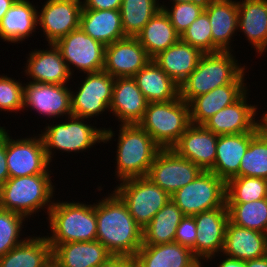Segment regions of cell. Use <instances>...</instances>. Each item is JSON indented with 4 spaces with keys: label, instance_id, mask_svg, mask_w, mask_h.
I'll use <instances>...</instances> for the list:
<instances>
[{
    "label": "cell",
    "instance_id": "1",
    "mask_svg": "<svg viewBox=\"0 0 267 267\" xmlns=\"http://www.w3.org/2000/svg\"><path fill=\"white\" fill-rule=\"evenodd\" d=\"M96 200L97 237L113 256L135 257L142 246V228L113 191Z\"/></svg>",
    "mask_w": 267,
    "mask_h": 267
},
{
    "label": "cell",
    "instance_id": "2",
    "mask_svg": "<svg viewBox=\"0 0 267 267\" xmlns=\"http://www.w3.org/2000/svg\"><path fill=\"white\" fill-rule=\"evenodd\" d=\"M234 51L203 53L197 67L180 84L179 97L189 103L193 98L230 83H247V64H241ZM246 81V82H245Z\"/></svg>",
    "mask_w": 267,
    "mask_h": 267
},
{
    "label": "cell",
    "instance_id": "3",
    "mask_svg": "<svg viewBox=\"0 0 267 267\" xmlns=\"http://www.w3.org/2000/svg\"><path fill=\"white\" fill-rule=\"evenodd\" d=\"M63 122H57L55 119L47 123L44 130L40 131L44 143L47 158L50 163L53 162L54 154L57 151L62 153H83L89 151L97 143L107 144L116 136L111 128L96 127L90 124V119L79 118L73 115L65 118ZM89 122H87V121ZM87 122V123H86ZM50 124V125H49ZM48 125V126H47ZM90 148V149H89ZM56 151V152H55Z\"/></svg>",
    "mask_w": 267,
    "mask_h": 267
},
{
    "label": "cell",
    "instance_id": "4",
    "mask_svg": "<svg viewBox=\"0 0 267 267\" xmlns=\"http://www.w3.org/2000/svg\"><path fill=\"white\" fill-rule=\"evenodd\" d=\"M51 180V174L9 178L0 186V208L18 213L29 221L41 209L48 216L56 192Z\"/></svg>",
    "mask_w": 267,
    "mask_h": 267
},
{
    "label": "cell",
    "instance_id": "5",
    "mask_svg": "<svg viewBox=\"0 0 267 267\" xmlns=\"http://www.w3.org/2000/svg\"><path fill=\"white\" fill-rule=\"evenodd\" d=\"M46 218L50 245L96 240V203L55 200Z\"/></svg>",
    "mask_w": 267,
    "mask_h": 267
},
{
    "label": "cell",
    "instance_id": "6",
    "mask_svg": "<svg viewBox=\"0 0 267 267\" xmlns=\"http://www.w3.org/2000/svg\"><path fill=\"white\" fill-rule=\"evenodd\" d=\"M115 178L146 177L156 155L162 149L138 124H118Z\"/></svg>",
    "mask_w": 267,
    "mask_h": 267
},
{
    "label": "cell",
    "instance_id": "7",
    "mask_svg": "<svg viewBox=\"0 0 267 267\" xmlns=\"http://www.w3.org/2000/svg\"><path fill=\"white\" fill-rule=\"evenodd\" d=\"M138 125L162 149H170L191 125L189 103L179 96L172 101L148 103Z\"/></svg>",
    "mask_w": 267,
    "mask_h": 267
},
{
    "label": "cell",
    "instance_id": "8",
    "mask_svg": "<svg viewBox=\"0 0 267 267\" xmlns=\"http://www.w3.org/2000/svg\"><path fill=\"white\" fill-rule=\"evenodd\" d=\"M114 191L128 207L129 213L143 229L170 200V195L147 177L118 182Z\"/></svg>",
    "mask_w": 267,
    "mask_h": 267
},
{
    "label": "cell",
    "instance_id": "9",
    "mask_svg": "<svg viewBox=\"0 0 267 267\" xmlns=\"http://www.w3.org/2000/svg\"><path fill=\"white\" fill-rule=\"evenodd\" d=\"M170 199L184 216L227 207L226 182L211 171H202L192 182L175 191Z\"/></svg>",
    "mask_w": 267,
    "mask_h": 267
},
{
    "label": "cell",
    "instance_id": "10",
    "mask_svg": "<svg viewBox=\"0 0 267 267\" xmlns=\"http://www.w3.org/2000/svg\"><path fill=\"white\" fill-rule=\"evenodd\" d=\"M6 129V159L9 178L52 174L40 134L16 138ZM50 169V170H49Z\"/></svg>",
    "mask_w": 267,
    "mask_h": 267
},
{
    "label": "cell",
    "instance_id": "11",
    "mask_svg": "<svg viewBox=\"0 0 267 267\" xmlns=\"http://www.w3.org/2000/svg\"><path fill=\"white\" fill-rule=\"evenodd\" d=\"M84 76L77 86L78 89H71L72 115L92 120L104 111L105 114L107 111L110 112L115 77L103 70L85 73Z\"/></svg>",
    "mask_w": 267,
    "mask_h": 267
},
{
    "label": "cell",
    "instance_id": "12",
    "mask_svg": "<svg viewBox=\"0 0 267 267\" xmlns=\"http://www.w3.org/2000/svg\"><path fill=\"white\" fill-rule=\"evenodd\" d=\"M54 44L72 75H74V70L83 75L103 70L106 46L87 35L80 27Z\"/></svg>",
    "mask_w": 267,
    "mask_h": 267
},
{
    "label": "cell",
    "instance_id": "13",
    "mask_svg": "<svg viewBox=\"0 0 267 267\" xmlns=\"http://www.w3.org/2000/svg\"><path fill=\"white\" fill-rule=\"evenodd\" d=\"M202 171L199 166L170 148L159 151L146 177L171 196L192 182Z\"/></svg>",
    "mask_w": 267,
    "mask_h": 267
},
{
    "label": "cell",
    "instance_id": "14",
    "mask_svg": "<svg viewBox=\"0 0 267 267\" xmlns=\"http://www.w3.org/2000/svg\"><path fill=\"white\" fill-rule=\"evenodd\" d=\"M68 87L69 84L24 82V110H34L39 116H46V120L68 118L72 115L71 87Z\"/></svg>",
    "mask_w": 267,
    "mask_h": 267
},
{
    "label": "cell",
    "instance_id": "15",
    "mask_svg": "<svg viewBox=\"0 0 267 267\" xmlns=\"http://www.w3.org/2000/svg\"><path fill=\"white\" fill-rule=\"evenodd\" d=\"M44 3L41 10L37 8V22L48 44L79 28L82 0H46Z\"/></svg>",
    "mask_w": 267,
    "mask_h": 267
},
{
    "label": "cell",
    "instance_id": "16",
    "mask_svg": "<svg viewBox=\"0 0 267 267\" xmlns=\"http://www.w3.org/2000/svg\"><path fill=\"white\" fill-rule=\"evenodd\" d=\"M196 223L197 239L195 257L202 263L222 252L226 226L229 221L227 207L198 213L193 216Z\"/></svg>",
    "mask_w": 267,
    "mask_h": 267
},
{
    "label": "cell",
    "instance_id": "17",
    "mask_svg": "<svg viewBox=\"0 0 267 267\" xmlns=\"http://www.w3.org/2000/svg\"><path fill=\"white\" fill-rule=\"evenodd\" d=\"M249 91L248 89L233 104L214 114L203 126L217 135L257 132V109L259 106L248 103Z\"/></svg>",
    "mask_w": 267,
    "mask_h": 267
},
{
    "label": "cell",
    "instance_id": "18",
    "mask_svg": "<svg viewBox=\"0 0 267 267\" xmlns=\"http://www.w3.org/2000/svg\"><path fill=\"white\" fill-rule=\"evenodd\" d=\"M151 58L136 37L106 45L103 71L115 78L133 77Z\"/></svg>",
    "mask_w": 267,
    "mask_h": 267
},
{
    "label": "cell",
    "instance_id": "19",
    "mask_svg": "<svg viewBox=\"0 0 267 267\" xmlns=\"http://www.w3.org/2000/svg\"><path fill=\"white\" fill-rule=\"evenodd\" d=\"M46 45L47 49L36 48L29 52L26 65L23 66L24 75L29 78V82L57 85L70 83L73 76L59 49L53 43Z\"/></svg>",
    "mask_w": 267,
    "mask_h": 267
},
{
    "label": "cell",
    "instance_id": "20",
    "mask_svg": "<svg viewBox=\"0 0 267 267\" xmlns=\"http://www.w3.org/2000/svg\"><path fill=\"white\" fill-rule=\"evenodd\" d=\"M218 136L203 125L191 124L171 149L203 171H209L215 163Z\"/></svg>",
    "mask_w": 267,
    "mask_h": 267
},
{
    "label": "cell",
    "instance_id": "21",
    "mask_svg": "<svg viewBox=\"0 0 267 267\" xmlns=\"http://www.w3.org/2000/svg\"><path fill=\"white\" fill-rule=\"evenodd\" d=\"M204 11L211 24L212 53L234 51L231 43L238 33L237 0H207Z\"/></svg>",
    "mask_w": 267,
    "mask_h": 267
},
{
    "label": "cell",
    "instance_id": "22",
    "mask_svg": "<svg viewBox=\"0 0 267 267\" xmlns=\"http://www.w3.org/2000/svg\"><path fill=\"white\" fill-rule=\"evenodd\" d=\"M147 105L133 77L115 78L109 109L120 125L138 124Z\"/></svg>",
    "mask_w": 267,
    "mask_h": 267
},
{
    "label": "cell",
    "instance_id": "23",
    "mask_svg": "<svg viewBox=\"0 0 267 267\" xmlns=\"http://www.w3.org/2000/svg\"><path fill=\"white\" fill-rule=\"evenodd\" d=\"M238 2V32H242L259 57L267 52V0Z\"/></svg>",
    "mask_w": 267,
    "mask_h": 267
},
{
    "label": "cell",
    "instance_id": "24",
    "mask_svg": "<svg viewBox=\"0 0 267 267\" xmlns=\"http://www.w3.org/2000/svg\"><path fill=\"white\" fill-rule=\"evenodd\" d=\"M51 248L59 267H100L113 256L98 240L67 242Z\"/></svg>",
    "mask_w": 267,
    "mask_h": 267
},
{
    "label": "cell",
    "instance_id": "25",
    "mask_svg": "<svg viewBox=\"0 0 267 267\" xmlns=\"http://www.w3.org/2000/svg\"><path fill=\"white\" fill-rule=\"evenodd\" d=\"M136 267H204L192 251L177 242L142 245L134 257Z\"/></svg>",
    "mask_w": 267,
    "mask_h": 267
},
{
    "label": "cell",
    "instance_id": "26",
    "mask_svg": "<svg viewBox=\"0 0 267 267\" xmlns=\"http://www.w3.org/2000/svg\"><path fill=\"white\" fill-rule=\"evenodd\" d=\"M248 88L247 83H230L193 98L189 102L191 124L203 125L218 111L237 101Z\"/></svg>",
    "mask_w": 267,
    "mask_h": 267
},
{
    "label": "cell",
    "instance_id": "27",
    "mask_svg": "<svg viewBox=\"0 0 267 267\" xmlns=\"http://www.w3.org/2000/svg\"><path fill=\"white\" fill-rule=\"evenodd\" d=\"M221 253L243 261L266 256L267 234L239 227L228 221Z\"/></svg>",
    "mask_w": 267,
    "mask_h": 267
},
{
    "label": "cell",
    "instance_id": "28",
    "mask_svg": "<svg viewBox=\"0 0 267 267\" xmlns=\"http://www.w3.org/2000/svg\"><path fill=\"white\" fill-rule=\"evenodd\" d=\"M258 132L219 135L214 166L209 170L227 182L239 177V166L251 139Z\"/></svg>",
    "mask_w": 267,
    "mask_h": 267
},
{
    "label": "cell",
    "instance_id": "29",
    "mask_svg": "<svg viewBox=\"0 0 267 267\" xmlns=\"http://www.w3.org/2000/svg\"><path fill=\"white\" fill-rule=\"evenodd\" d=\"M30 0H16L0 22V39L13 44L22 43L37 32V9ZM34 33V34H33Z\"/></svg>",
    "mask_w": 267,
    "mask_h": 267
},
{
    "label": "cell",
    "instance_id": "30",
    "mask_svg": "<svg viewBox=\"0 0 267 267\" xmlns=\"http://www.w3.org/2000/svg\"><path fill=\"white\" fill-rule=\"evenodd\" d=\"M203 53L181 39L153 58L155 63L179 86L197 67Z\"/></svg>",
    "mask_w": 267,
    "mask_h": 267
},
{
    "label": "cell",
    "instance_id": "31",
    "mask_svg": "<svg viewBox=\"0 0 267 267\" xmlns=\"http://www.w3.org/2000/svg\"><path fill=\"white\" fill-rule=\"evenodd\" d=\"M79 27L105 46L125 38L120 10L82 9Z\"/></svg>",
    "mask_w": 267,
    "mask_h": 267
},
{
    "label": "cell",
    "instance_id": "32",
    "mask_svg": "<svg viewBox=\"0 0 267 267\" xmlns=\"http://www.w3.org/2000/svg\"><path fill=\"white\" fill-rule=\"evenodd\" d=\"M133 79L148 103L172 101L179 96V85L153 59L139 70Z\"/></svg>",
    "mask_w": 267,
    "mask_h": 267
},
{
    "label": "cell",
    "instance_id": "33",
    "mask_svg": "<svg viewBox=\"0 0 267 267\" xmlns=\"http://www.w3.org/2000/svg\"><path fill=\"white\" fill-rule=\"evenodd\" d=\"M33 235L1 256L0 267H43L52 258V248L45 235Z\"/></svg>",
    "mask_w": 267,
    "mask_h": 267
},
{
    "label": "cell",
    "instance_id": "34",
    "mask_svg": "<svg viewBox=\"0 0 267 267\" xmlns=\"http://www.w3.org/2000/svg\"><path fill=\"white\" fill-rule=\"evenodd\" d=\"M136 38L148 56L153 59L160 52L176 44L180 40V35L176 32L165 12L160 9Z\"/></svg>",
    "mask_w": 267,
    "mask_h": 267
},
{
    "label": "cell",
    "instance_id": "35",
    "mask_svg": "<svg viewBox=\"0 0 267 267\" xmlns=\"http://www.w3.org/2000/svg\"><path fill=\"white\" fill-rule=\"evenodd\" d=\"M184 217L180 208L170 199L151 222L142 229V245L174 242L176 229Z\"/></svg>",
    "mask_w": 267,
    "mask_h": 267
},
{
    "label": "cell",
    "instance_id": "36",
    "mask_svg": "<svg viewBox=\"0 0 267 267\" xmlns=\"http://www.w3.org/2000/svg\"><path fill=\"white\" fill-rule=\"evenodd\" d=\"M160 9L157 0H122L120 13L125 37H136Z\"/></svg>",
    "mask_w": 267,
    "mask_h": 267
},
{
    "label": "cell",
    "instance_id": "37",
    "mask_svg": "<svg viewBox=\"0 0 267 267\" xmlns=\"http://www.w3.org/2000/svg\"><path fill=\"white\" fill-rule=\"evenodd\" d=\"M226 205L231 223L267 234V198Z\"/></svg>",
    "mask_w": 267,
    "mask_h": 267
},
{
    "label": "cell",
    "instance_id": "38",
    "mask_svg": "<svg viewBox=\"0 0 267 267\" xmlns=\"http://www.w3.org/2000/svg\"><path fill=\"white\" fill-rule=\"evenodd\" d=\"M267 198V179L233 177L226 182V203H247Z\"/></svg>",
    "mask_w": 267,
    "mask_h": 267
},
{
    "label": "cell",
    "instance_id": "39",
    "mask_svg": "<svg viewBox=\"0 0 267 267\" xmlns=\"http://www.w3.org/2000/svg\"><path fill=\"white\" fill-rule=\"evenodd\" d=\"M239 177L267 179V140L257 133L250 141L239 166Z\"/></svg>",
    "mask_w": 267,
    "mask_h": 267
},
{
    "label": "cell",
    "instance_id": "40",
    "mask_svg": "<svg viewBox=\"0 0 267 267\" xmlns=\"http://www.w3.org/2000/svg\"><path fill=\"white\" fill-rule=\"evenodd\" d=\"M25 222L28 223V220L24 216L0 208V257L21 244L29 236L21 237L25 233L22 228L27 227H24Z\"/></svg>",
    "mask_w": 267,
    "mask_h": 267
},
{
    "label": "cell",
    "instance_id": "41",
    "mask_svg": "<svg viewBox=\"0 0 267 267\" xmlns=\"http://www.w3.org/2000/svg\"><path fill=\"white\" fill-rule=\"evenodd\" d=\"M167 5V6H166ZM169 5V6H168ZM206 3H174L166 4L161 9L168 16L176 32L181 36L183 32L204 11Z\"/></svg>",
    "mask_w": 267,
    "mask_h": 267
},
{
    "label": "cell",
    "instance_id": "42",
    "mask_svg": "<svg viewBox=\"0 0 267 267\" xmlns=\"http://www.w3.org/2000/svg\"><path fill=\"white\" fill-rule=\"evenodd\" d=\"M180 39L202 53H212V30L208 14L203 11L183 32Z\"/></svg>",
    "mask_w": 267,
    "mask_h": 267
},
{
    "label": "cell",
    "instance_id": "43",
    "mask_svg": "<svg viewBox=\"0 0 267 267\" xmlns=\"http://www.w3.org/2000/svg\"><path fill=\"white\" fill-rule=\"evenodd\" d=\"M0 111L24 112V83L20 79L0 75Z\"/></svg>",
    "mask_w": 267,
    "mask_h": 267
},
{
    "label": "cell",
    "instance_id": "44",
    "mask_svg": "<svg viewBox=\"0 0 267 267\" xmlns=\"http://www.w3.org/2000/svg\"><path fill=\"white\" fill-rule=\"evenodd\" d=\"M197 239L196 223L193 216H184L176 229L174 242L190 249L195 256V242Z\"/></svg>",
    "mask_w": 267,
    "mask_h": 267
},
{
    "label": "cell",
    "instance_id": "45",
    "mask_svg": "<svg viewBox=\"0 0 267 267\" xmlns=\"http://www.w3.org/2000/svg\"><path fill=\"white\" fill-rule=\"evenodd\" d=\"M9 179L6 159V128L0 125V186Z\"/></svg>",
    "mask_w": 267,
    "mask_h": 267
},
{
    "label": "cell",
    "instance_id": "46",
    "mask_svg": "<svg viewBox=\"0 0 267 267\" xmlns=\"http://www.w3.org/2000/svg\"><path fill=\"white\" fill-rule=\"evenodd\" d=\"M122 0H82V9L120 10Z\"/></svg>",
    "mask_w": 267,
    "mask_h": 267
},
{
    "label": "cell",
    "instance_id": "47",
    "mask_svg": "<svg viewBox=\"0 0 267 267\" xmlns=\"http://www.w3.org/2000/svg\"><path fill=\"white\" fill-rule=\"evenodd\" d=\"M220 257L221 259L219 260V263L215 262V258L216 257ZM214 261L213 264H217L216 266L217 267H247L246 266V261H243V260H238V259H235V258H231V257H228V256H225L224 254L222 253H219L217 255H214L212 257H210L206 263L210 262V261Z\"/></svg>",
    "mask_w": 267,
    "mask_h": 267
},
{
    "label": "cell",
    "instance_id": "48",
    "mask_svg": "<svg viewBox=\"0 0 267 267\" xmlns=\"http://www.w3.org/2000/svg\"><path fill=\"white\" fill-rule=\"evenodd\" d=\"M100 267H136L135 259L129 256H112Z\"/></svg>",
    "mask_w": 267,
    "mask_h": 267
},
{
    "label": "cell",
    "instance_id": "49",
    "mask_svg": "<svg viewBox=\"0 0 267 267\" xmlns=\"http://www.w3.org/2000/svg\"><path fill=\"white\" fill-rule=\"evenodd\" d=\"M259 109H257V123H256V129L257 132L264 138L267 140V111L263 112V114H260V116H258V111Z\"/></svg>",
    "mask_w": 267,
    "mask_h": 267
},
{
    "label": "cell",
    "instance_id": "50",
    "mask_svg": "<svg viewBox=\"0 0 267 267\" xmlns=\"http://www.w3.org/2000/svg\"><path fill=\"white\" fill-rule=\"evenodd\" d=\"M247 267H267V255L246 261Z\"/></svg>",
    "mask_w": 267,
    "mask_h": 267
},
{
    "label": "cell",
    "instance_id": "51",
    "mask_svg": "<svg viewBox=\"0 0 267 267\" xmlns=\"http://www.w3.org/2000/svg\"><path fill=\"white\" fill-rule=\"evenodd\" d=\"M16 0H0V22Z\"/></svg>",
    "mask_w": 267,
    "mask_h": 267
},
{
    "label": "cell",
    "instance_id": "52",
    "mask_svg": "<svg viewBox=\"0 0 267 267\" xmlns=\"http://www.w3.org/2000/svg\"><path fill=\"white\" fill-rule=\"evenodd\" d=\"M158 1V3H159V6L160 7H163L164 6V2H167V0L166 1H162V3H160L161 1L160 0H157ZM169 1H170V3L171 4H174V3H206L207 2V0H168V4H169Z\"/></svg>",
    "mask_w": 267,
    "mask_h": 267
},
{
    "label": "cell",
    "instance_id": "53",
    "mask_svg": "<svg viewBox=\"0 0 267 267\" xmlns=\"http://www.w3.org/2000/svg\"><path fill=\"white\" fill-rule=\"evenodd\" d=\"M43 267H59V265L53 258H51L43 265Z\"/></svg>",
    "mask_w": 267,
    "mask_h": 267
}]
</instances>
